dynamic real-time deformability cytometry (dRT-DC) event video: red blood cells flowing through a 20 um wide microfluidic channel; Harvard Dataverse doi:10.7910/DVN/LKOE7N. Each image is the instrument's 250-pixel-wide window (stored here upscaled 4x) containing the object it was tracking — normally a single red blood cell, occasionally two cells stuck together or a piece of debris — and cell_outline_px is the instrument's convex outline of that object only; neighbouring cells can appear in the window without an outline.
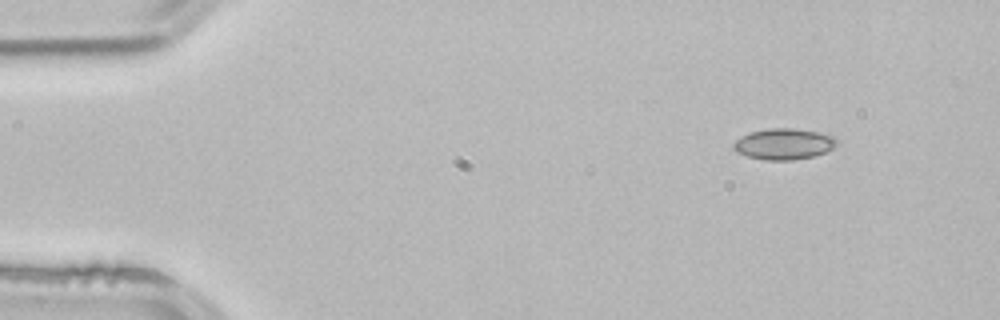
{"species": "common noctule bat (a hibernating species)", "species_latin": "Nyctalus noctula", "temperature_condition": "room temperature", "stored_images_in_passage": 3, "camera_frame_rate_fps": 3000, "um_per_image_px": 0.085, "animal": {"sex": "male", "body_mass_g": 21.5, "forearm_length_mm": 52.0}, "frame": {"image": 1, "passage_image": 1, "time_ms": 0.0, "image_size_px": [1000, 320], "cell_outline_px": [[836, 144], [832, 148], [824, 152], [812, 156], [792, 160], [764, 160], [748, 156], [736, 152], [732, 148], [732, 144], [736, 140], [748, 132], [768, 128], [792, 128], [820, 132], [836, 136]], "centroid_in_image_um": [66.6, 12.22], "position_along_channel_um": 18.4, "area_um2": 18.73}}
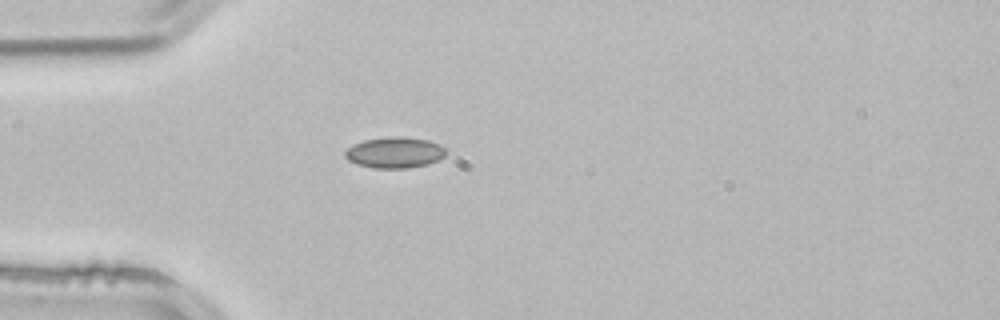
{"frame": {"image": 2, "passage_image": 3, "time_ms": 0.667, "image_size_px": [1000, 320], "cell_outline_px": [[448, 152], [444, 156], [428, 164], [404, 168], [372, 168], [356, 164], [348, 160], [344, 156], [344, 152], [352, 144], [364, 140], [388, 136], [404, 136], [428, 140], [440, 144]], "centroid_in_image_um": [33.53, 12.95], "position_along_channel_um": 51.5, "area_um2": 18.38}}